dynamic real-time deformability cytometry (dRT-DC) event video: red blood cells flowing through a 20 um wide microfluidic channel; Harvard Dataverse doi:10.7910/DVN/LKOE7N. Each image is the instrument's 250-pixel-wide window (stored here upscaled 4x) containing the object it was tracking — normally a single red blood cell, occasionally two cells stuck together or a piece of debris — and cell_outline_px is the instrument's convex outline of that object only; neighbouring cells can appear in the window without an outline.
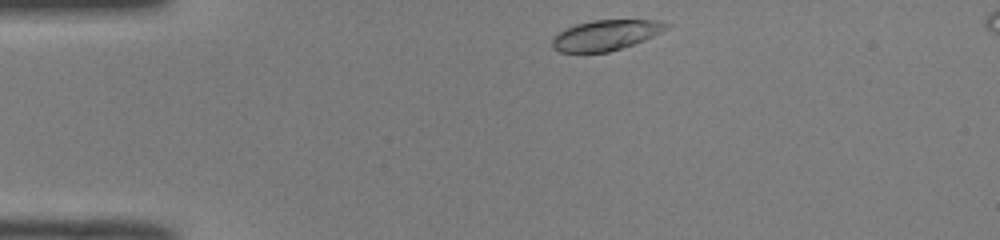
{"species": "common noctule bat (a hibernating species)", "species_latin": "Nyctalus noctula", "temperature_condition": "room temperature", "stored_images_in_passage": 41, "camera_frame_rate_fps": 3000, "um_per_image_px": 0.085, "animal": {"sex": "male", "body_mass_g": 19.0, "forearm_length_mm": 50.8}, "frame": {"image": 1, "passage_image": 1, "time_ms": 0.0, "image_size_px": [1000, 240], "cell_outline_px": [[672, 24], [668, 28], [644, 40], [608, 52], [560, 52], [552, 48], [552, 40], [560, 32], [576, 24], [592, 20], [660, 20]], "centroid_in_image_um": [51.52, 2.98], "position_along_channel_um": 33.5, "area_um2": 19.94}}
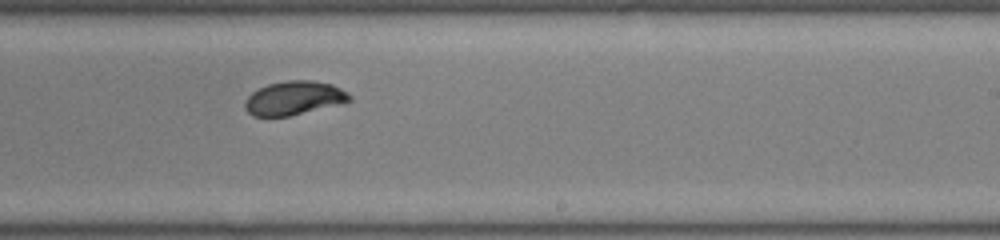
{"frame": {"image": 2, "passage_image": 22, "time_ms": 7.0, "image_size_px": [1000, 240], "cell_outline_px": [[352, 100], [340, 104], [288, 116], [252, 116], [244, 108], [244, 104], [248, 96], [252, 92], [268, 84], [288, 80], [312, 80], [332, 84], [348, 92], [352, 96]], "centroid_in_image_um": [25.0, 8.33], "position_along_channel_um": 264.0, "area_um2": 20.58}}
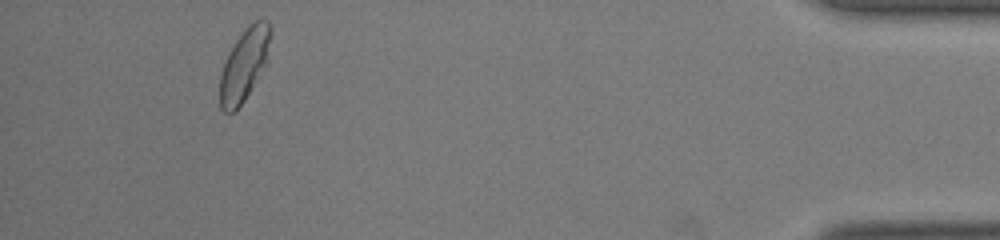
{"frame": {"image": 3, "passage_image": 38, "time_ms": 12.333, "image_size_px": [1000, 240], "cell_outline_px": [[272, 32], [268, 64], [244, 100], [232, 112], [224, 112], [220, 108], [220, 76], [224, 64], [236, 40], [248, 24], [256, 20], [268, 20], [272, 28]], "centroid_in_image_um": [20.83, 5.46], "position_along_channel_um": 414.4, "area_um2": 21.44}, "authors_computed_cell_mechanics": {"area_um2": 20.9814, "velocity_mm_per_s": 3.9725, "shape_relaxation_time_tau1_ms": 2.3378, "shape_relaxation_time_tau2_ms": null, "deformation_change_tau1": 0.1328, "deformation_change_tau2": null}}